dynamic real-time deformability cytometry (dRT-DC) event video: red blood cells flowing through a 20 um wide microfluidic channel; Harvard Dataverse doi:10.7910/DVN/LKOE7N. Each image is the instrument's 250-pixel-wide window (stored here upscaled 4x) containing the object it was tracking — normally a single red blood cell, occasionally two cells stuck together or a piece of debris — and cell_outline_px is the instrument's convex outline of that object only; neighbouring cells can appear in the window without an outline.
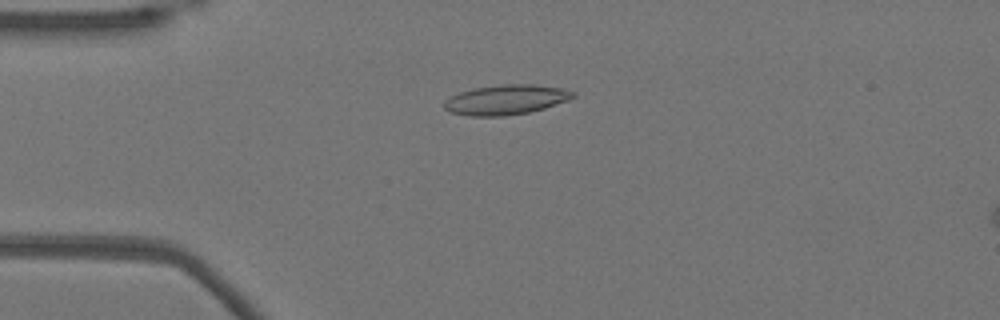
{"species": "Egyptian fruit bat (a non-hibernating species)", "species_latin": "Rousettus aegyptiacus", "temperature_condition": "warm", "stored_images_in_passage": 48, "camera_frame_rate_fps": 3000, "um_per_image_px": 0.085, "animal": {"sex": "female"}, "frame": {"image": 1, "passage_image": 8, "time_ms": 2.333, "image_size_px": [1000, 320], "cell_outline_px": [[576, 96], [568, 100], [544, 108], [528, 112], [504, 116], [468, 116], [448, 112], [444, 108], [444, 100], [460, 92], [472, 88], [504, 84], [532, 84], [564, 88], [576, 92]], "centroid_in_image_um": [43.0, 8.47], "position_along_channel_um": 42.0, "area_um2": 22.54}}
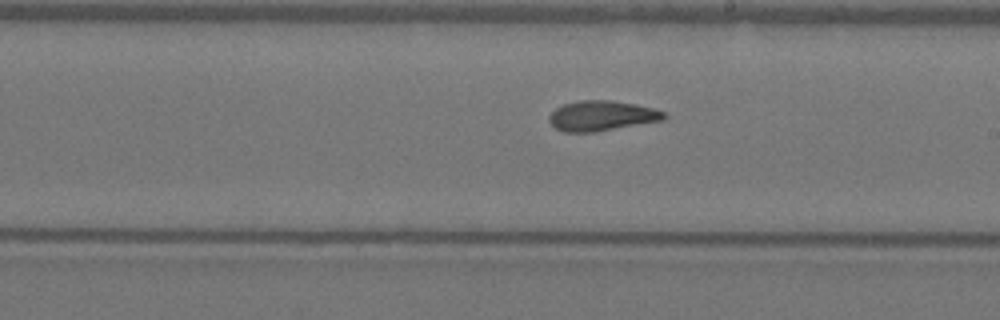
{"frame": {"image": 2, "passage_image": 25, "time_ms": 8.0, "image_size_px": [1000, 320], "cell_outline_px": [[668, 116], [664, 120], [592, 132], [564, 132], [556, 128], [548, 120], [548, 116], [556, 108], [564, 104], [580, 100], [612, 100], [636, 104], [652, 108], [664, 112]], "centroid_in_image_um": [51.14, 9.83], "position_along_channel_um": 237.9, "area_um2": 20.06}}
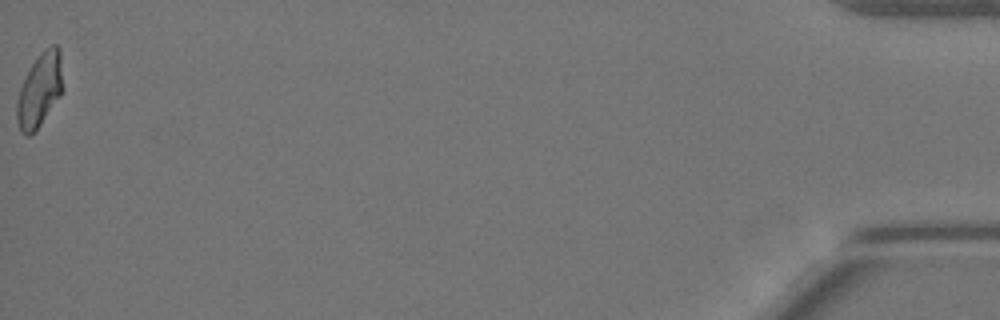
{"frame": {"image": 3, "passage_image": 48, "time_ms": 15.667, "image_size_px": [1000, 320], "cell_outline_px": [[64, 88], [60, 96], [40, 124], [28, 136], [20, 132], [16, 120], [16, 100], [20, 88], [32, 64], [40, 52], [44, 48], [52, 44], [56, 44], [60, 48]], "centroid_in_image_um": [3.39, 7.61], "position_along_channel_um": 431.8, "area_um2": 19.88}, "authors_computed_cell_mechanics": {"area_um2": 20.1144, "velocity_mm_per_s": 3.846, "shape_relaxation_time_tau1_ms": 7.5313, "shape_relaxation_time_tau2_ms": 1.5561, "deformation_change_tau1": 0.2235, "deformation_change_tau2": 0.09}}